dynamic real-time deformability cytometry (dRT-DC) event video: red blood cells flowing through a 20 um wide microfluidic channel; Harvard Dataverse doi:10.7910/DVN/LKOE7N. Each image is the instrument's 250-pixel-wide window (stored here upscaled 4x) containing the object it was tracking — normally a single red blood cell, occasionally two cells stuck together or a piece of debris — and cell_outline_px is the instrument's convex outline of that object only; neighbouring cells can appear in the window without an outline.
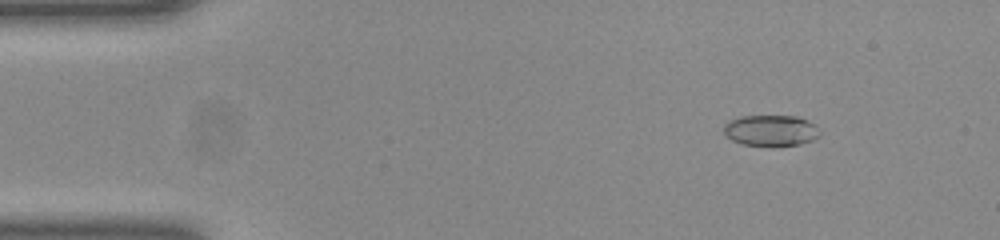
{"species": "common noctule bat (a hibernating species)", "species_latin": "Nyctalus noctula", "temperature_condition": "room temperature", "stored_images_in_passage": 49, "camera_frame_rate_fps": 3000, "um_per_image_px": 0.085, "animal": {"sex": "female", "body_mass_g": 23.0, "forearm_length_mm": 53.4}, "frame": {"image": 1, "passage_image": 4, "time_ms": 1.0, "image_size_px": [1000, 240], "cell_outline_px": [[820, 136], [812, 140], [800, 144], [744, 144], [732, 140], [724, 132], [724, 124], [728, 120], [740, 116], [796, 116], [820, 128]], "centroid_in_image_um": [65.51, 11.06], "position_along_channel_um": 19.5, "area_um2": 16.88}}
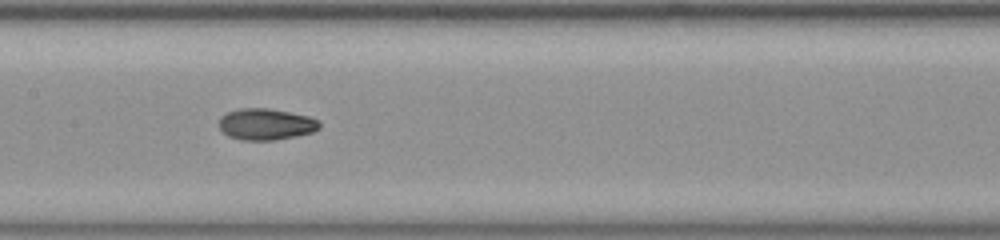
{"frame": {"image": 2, "passage_image": 23, "time_ms": 7.333, "image_size_px": [1000, 240], "cell_outline_px": [[320, 128], [312, 132], [296, 136], [276, 140], [244, 140], [228, 136], [220, 128], [220, 116], [228, 112], [240, 108], [268, 108], [308, 116], [320, 120]], "centroid_in_image_um": [22.62, 10.56], "position_along_channel_um": 184.8, "area_um2": 18.32}}
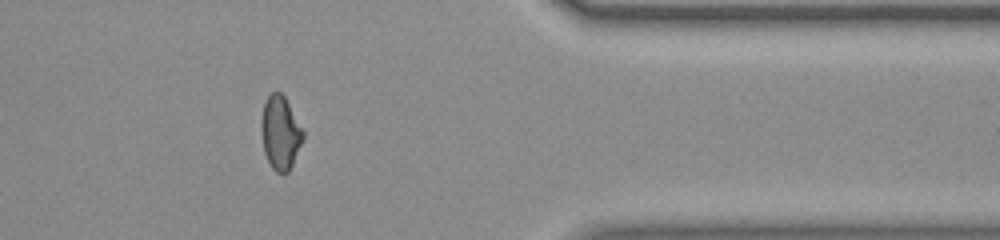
{"frame": {"image": 3, "passage_image": 40, "time_ms": 13.0, "image_size_px": [1000, 240], "cell_outline_px": [[304, 140], [288, 172], [276, 172], [272, 168], [264, 152], [260, 132], [260, 120], [264, 104], [268, 96], [272, 92], [280, 92], [284, 96], [304, 132]], "centroid_in_image_um": [23.81, 11.28], "position_along_channel_um": 387.6, "area_um2": 17.86}, "authors_computed_cell_mechanics": {"area_um2": 17.9758, "velocity_mm_per_s": 3.9493, "shape_relaxation_time_tau1_ms": 6.5817, "shape_relaxation_time_tau2_ms": 2.1342, "deformation_change_tau1": 0.1827, "deformation_change_tau2": 0.0571}}